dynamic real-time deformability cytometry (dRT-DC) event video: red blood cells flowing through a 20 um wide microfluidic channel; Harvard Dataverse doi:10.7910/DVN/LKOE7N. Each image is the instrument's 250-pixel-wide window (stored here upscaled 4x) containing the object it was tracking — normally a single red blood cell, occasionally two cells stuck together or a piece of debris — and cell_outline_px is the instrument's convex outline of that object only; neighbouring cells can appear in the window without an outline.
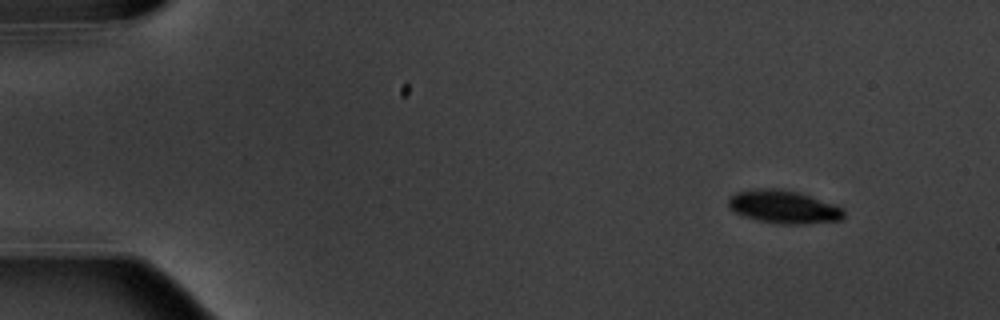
{"species": "common noctule bat (a hibernating species)", "species_latin": "Nyctalus noctula", "temperature_condition": "warm", "stored_images_in_passage": 5, "camera_frame_rate_fps": 3000, "um_per_image_px": 0.085, "animal": {"sex": "male", "body_mass_g": 20.1, "forearm_length_mm": 53.5}, "frame": {"image": 1, "passage_image": 1, "time_ms": 0.0, "image_size_px": [1000, 320], "cell_outline_px": [[844, 216], [840, 220], [808, 224], [784, 224], [760, 220], [744, 216], [728, 208], [728, 196], [736, 192], [764, 188], [776, 188], [800, 192], [836, 204], [844, 208]], "centroid_in_image_um": [66.64, 17.57], "position_along_channel_um": 18.4, "area_um2": 22.37}}
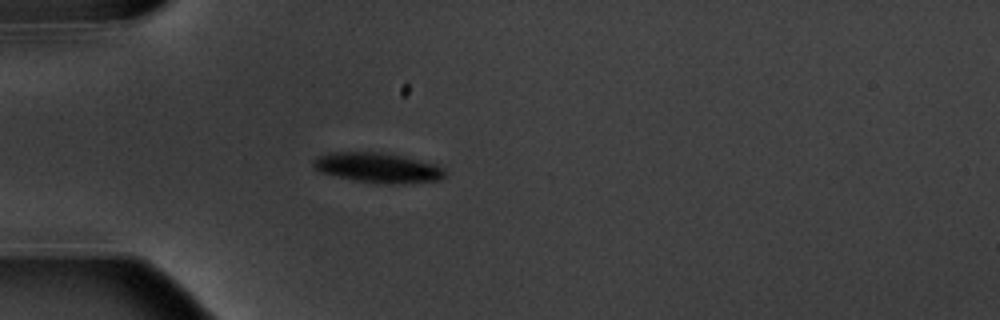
{"frame": {"image": 2, "passage_image": 4, "time_ms": 3.667, "image_size_px": [1000, 320], "cell_outline_px": [[448, 176], [440, 180], [396, 184], [392, 184], [352, 180], [320, 172], [312, 168], [312, 160], [316, 156], [328, 152], [380, 152], [400, 156], [436, 164], [444, 168], [448, 172]], "centroid_in_image_um": [32.1, 14.25], "position_along_channel_um": 52.9, "area_um2": 23.18}}